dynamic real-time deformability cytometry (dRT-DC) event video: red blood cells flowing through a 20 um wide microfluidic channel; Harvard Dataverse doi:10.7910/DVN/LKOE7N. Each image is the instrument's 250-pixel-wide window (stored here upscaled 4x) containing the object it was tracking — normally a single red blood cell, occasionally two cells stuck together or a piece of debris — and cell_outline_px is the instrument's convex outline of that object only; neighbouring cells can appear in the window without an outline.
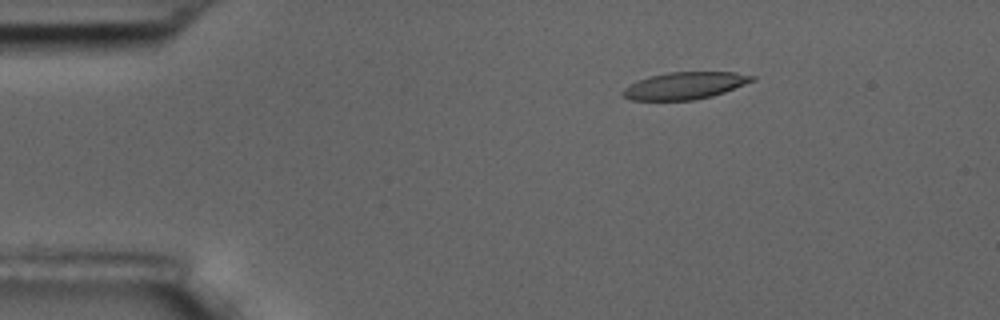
{"species": "common noctule bat (a hibernating species)", "species_latin": "Nyctalus noctula", "temperature_condition": "room temperature", "stored_images_in_passage": 5, "camera_frame_rate_fps": 3000, "um_per_image_px": 0.085, "animal": {"sex": "male", "body_mass_g": 17.5, "forearm_length_mm": 52.3}, "frame": {"image": 1, "passage_image": 3, "time_ms": 2.333, "image_size_px": [1000, 320], "cell_outline_px": [[756, 80], [724, 92], [712, 96], [692, 100], [632, 100], [624, 96], [620, 92], [624, 88], [640, 80], [652, 76], [668, 72], [736, 72], [756, 76]], "centroid_in_image_um": [58.26, 7.28], "position_along_channel_um": 26.7, "area_um2": 20.23}}